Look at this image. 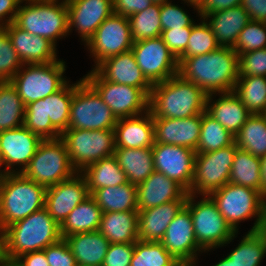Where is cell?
Masks as SVG:
<instances>
[{"label":"cell","instance_id":"obj_1","mask_svg":"<svg viewBox=\"0 0 266 266\" xmlns=\"http://www.w3.org/2000/svg\"><path fill=\"white\" fill-rule=\"evenodd\" d=\"M178 74L207 95L233 92L239 78L238 54L233 48L219 47L207 54L180 57Z\"/></svg>","mask_w":266,"mask_h":266},{"label":"cell","instance_id":"obj_2","mask_svg":"<svg viewBox=\"0 0 266 266\" xmlns=\"http://www.w3.org/2000/svg\"><path fill=\"white\" fill-rule=\"evenodd\" d=\"M207 94L179 74L153 84L149 111L156 118H187L206 111Z\"/></svg>","mask_w":266,"mask_h":266},{"label":"cell","instance_id":"obj_3","mask_svg":"<svg viewBox=\"0 0 266 266\" xmlns=\"http://www.w3.org/2000/svg\"><path fill=\"white\" fill-rule=\"evenodd\" d=\"M5 233L9 261H15L26 253L42 251L62 239L60 224L50 216L45 207L12 223L5 228Z\"/></svg>","mask_w":266,"mask_h":266},{"label":"cell","instance_id":"obj_4","mask_svg":"<svg viewBox=\"0 0 266 266\" xmlns=\"http://www.w3.org/2000/svg\"><path fill=\"white\" fill-rule=\"evenodd\" d=\"M46 190L22 173H5L0 178V226L14 222L45 207Z\"/></svg>","mask_w":266,"mask_h":266},{"label":"cell","instance_id":"obj_5","mask_svg":"<svg viewBox=\"0 0 266 266\" xmlns=\"http://www.w3.org/2000/svg\"><path fill=\"white\" fill-rule=\"evenodd\" d=\"M73 84L69 81L57 92L25 106L23 125L45 139H58L69 127Z\"/></svg>","mask_w":266,"mask_h":266},{"label":"cell","instance_id":"obj_6","mask_svg":"<svg viewBox=\"0 0 266 266\" xmlns=\"http://www.w3.org/2000/svg\"><path fill=\"white\" fill-rule=\"evenodd\" d=\"M58 1L24 0L25 5L20 3L13 23L33 35L47 38L56 46L57 40L69 33L66 0Z\"/></svg>","mask_w":266,"mask_h":266},{"label":"cell","instance_id":"obj_7","mask_svg":"<svg viewBox=\"0 0 266 266\" xmlns=\"http://www.w3.org/2000/svg\"><path fill=\"white\" fill-rule=\"evenodd\" d=\"M216 204L218 211L238 233L239 223L256 217L249 232L258 231L266 198L257 190L227 183L209 195Z\"/></svg>","mask_w":266,"mask_h":266},{"label":"cell","instance_id":"obj_8","mask_svg":"<svg viewBox=\"0 0 266 266\" xmlns=\"http://www.w3.org/2000/svg\"><path fill=\"white\" fill-rule=\"evenodd\" d=\"M195 195L187 196L185 205L189 208L198 246L205 252L230 243L237 232L218 211L210 196L195 202Z\"/></svg>","mask_w":266,"mask_h":266},{"label":"cell","instance_id":"obj_9","mask_svg":"<svg viewBox=\"0 0 266 266\" xmlns=\"http://www.w3.org/2000/svg\"><path fill=\"white\" fill-rule=\"evenodd\" d=\"M77 171L73 168L65 142L61 139H45L38 146L29 165L22 174L44 186L58 184L73 177Z\"/></svg>","mask_w":266,"mask_h":266},{"label":"cell","instance_id":"obj_10","mask_svg":"<svg viewBox=\"0 0 266 266\" xmlns=\"http://www.w3.org/2000/svg\"><path fill=\"white\" fill-rule=\"evenodd\" d=\"M117 120L109 106L84 78L73 84L68 129H114Z\"/></svg>","mask_w":266,"mask_h":266},{"label":"cell","instance_id":"obj_11","mask_svg":"<svg viewBox=\"0 0 266 266\" xmlns=\"http://www.w3.org/2000/svg\"><path fill=\"white\" fill-rule=\"evenodd\" d=\"M65 68L60 59L48 64H23L10 82L26 106L60 90L68 82L63 77Z\"/></svg>","mask_w":266,"mask_h":266},{"label":"cell","instance_id":"obj_12","mask_svg":"<svg viewBox=\"0 0 266 266\" xmlns=\"http://www.w3.org/2000/svg\"><path fill=\"white\" fill-rule=\"evenodd\" d=\"M73 168L82 172L87 166L102 158L114 155L115 131L67 129L61 134Z\"/></svg>","mask_w":266,"mask_h":266},{"label":"cell","instance_id":"obj_13","mask_svg":"<svg viewBox=\"0 0 266 266\" xmlns=\"http://www.w3.org/2000/svg\"><path fill=\"white\" fill-rule=\"evenodd\" d=\"M84 79L98 92L117 119L149 111V95L152 88H137L108 82L94 68Z\"/></svg>","mask_w":266,"mask_h":266},{"label":"cell","instance_id":"obj_14","mask_svg":"<svg viewBox=\"0 0 266 266\" xmlns=\"http://www.w3.org/2000/svg\"><path fill=\"white\" fill-rule=\"evenodd\" d=\"M236 143L213 152L196 153L194 178L189 194L209 196L229 182Z\"/></svg>","mask_w":266,"mask_h":266},{"label":"cell","instance_id":"obj_15","mask_svg":"<svg viewBox=\"0 0 266 266\" xmlns=\"http://www.w3.org/2000/svg\"><path fill=\"white\" fill-rule=\"evenodd\" d=\"M128 17L113 13L85 44L95 58V68L105 59L131 50L133 46Z\"/></svg>","mask_w":266,"mask_h":266},{"label":"cell","instance_id":"obj_16","mask_svg":"<svg viewBox=\"0 0 266 266\" xmlns=\"http://www.w3.org/2000/svg\"><path fill=\"white\" fill-rule=\"evenodd\" d=\"M131 51L141 71L152 84L178 74V60L161 36L134 42Z\"/></svg>","mask_w":266,"mask_h":266},{"label":"cell","instance_id":"obj_17","mask_svg":"<svg viewBox=\"0 0 266 266\" xmlns=\"http://www.w3.org/2000/svg\"><path fill=\"white\" fill-rule=\"evenodd\" d=\"M152 153L155 171L173 179L188 192L194 178L196 152L185 146L154 143Z\"/></svg>","mask_w":266,"mask_h":266},{"label":"cell","instance_id":"obj_18","mask_svg":"<svg viewBox=\"0 0 266 266\" xmlns=\"http://www.w3.org/2000/svg\"><path fill=\"white\" fill-rule=\"evenodd\" d=\"M43 139L34 134L24 125L0 132V159L1 167L5 165V173H22L29 165L30 160ZM21 166L12 170L14 166Z\"/></svg>","mask_w":266,"mask_h":266},{"label":"cell","instance_id":"obj_19","mask_svg":"<svg viewBox=\"0 0 266 266\" xmlns=\"http://www.w3.org/2000/svg\"><path fill=\"white\" fill-rule=\"evenodd\" d=\"M69 32L78 31L86 44L113 11L112 0H66Z\"/></svg>","mask_w":266,"mask_h":266},{"label":"cell","instance_id":"obj_20","mask_svg":"<svg viewBox=\"0 0 266 266\" xmlns=\"http://www.w3.org/2000/svg\"><path fill=\"white\" fill-rule=\"evenodd\" d=\"M160 242L178 261H197V253L203 252V250L198 246L191 213L186 205L180 209L169 223L166 233Z\"/></svg>","mask_w":266,"mask_h":266},{"label":"cell","instance_id":"obj_21","mask_svg":"<svg viewBox=\"0 0 266 266\" xmlns=\"http://www.w3.org/2000/svg\"><path fill=\"white\" fill-rule=\"evenodd\" d=\"M85 177L77 172L46 190L45 208L50 216L61 224L69 213L89 196Z\"/></svg>","mask_w":266,"mask_h":266},{"label":"cell","instance_id":"obj_22","mask_svg":"<svg viewBox=\"0 0 266 266\" xmlns=\"http://www.w3.org/2000/svg\"><path fill=\"white\" fill-rule=\"evenodd\" d=\"M153 118L155 143L185 146L196 152L202 114L187 118Z\"/></svg>","mask_w":266,"mask_h":266},{"label":"cell","instance_id":"obj_23","mask_svg":"<svg viewBox=\"0 0 266 266\" xmlns=\"http://www.w3.org/2000/svg\"><path fill=\"white\" fill-rule=\"evenodd\" d=\"M2 28L23 64H48L58 60L56 46L47 38L22 30L13 22Z\"/></svg>","mask_w":266,"mask_h":266},{"label":"cell","instance_id":"obj_24","mask_svg":"<svg viewBox=\"0 0 266 266\" xmlns=\"http://www.w3.org/2000/svg\"><path fill=\"white\" fill-rule=\"evenodd\" d=\"M187 196L188 192L176 181L154 171L137 185V208L142 211L174 200H186Z\"/></svg>","mask_w":266,"mask_h":266},{"label":"cell","instance_id":"obj_25","mask_svg":"<svg viewBox=\"0 0 266 266\" xmlns=\"http://www.w3.org/2000/svg\"><path fill=\"white\" fill-rule=\"evenodd\" d=\"M106 81L131 85L137 88H152L131 50L111 56L94 68Z\"/></svg>","mask_w":266,"mask_h":266},{"label":"cell","instance_id":"obj_26","mask_svg":"<svg viewBox=\"0 0 266 266\" xmlns=\"http://www.w3.org/2000/svg\"><path fill=\"white\" fill-rule=\"evenodd\" d=\"M114 131L116 148H152L155 143L154 124L150 111L118 119Z\"/></svg>","mask_w":266,"mask_h":266},{"label":"cell","instance_id":"obj_27","mask_svg":"<svg viewBox=\"0 0 266 266\" xmlns=\"http://www.w3.org/2000/svg\"><path fill=\"white\" fill-rule=\"evenodd\" d=\"M186 200H174L157 207L138 211V239L160 242Z\"/></svg>","mask_w":266,"mask_h":266},{"label":"cell","instance_id":"obj_28","mask_svg":"<svg viewBox=\"0 0 266 266\" xmlns=\"http://www.w3.org/2000/svg\"><path fill=\"white\" fill-rule=\"evenodd\" d=\"M214 95L207 96L206 112L235 136L252 114L234 92L221 93L216 101Z\"/></svg>","mask_w":266,"mask_h":266},{"label":"cell","instance_id":"obj_29","mask_svg":"<svg viewBox=\"0 0 266 266\" xmlns=\"http://www.w3.org/2000/svg\"><path fill=\"white\" fill-rule=\"evenodd\" d=\"M204 19L211 27L217 44L220 47L230 48H233L238 35L251 20L241 5L208 14Z\"/></svg>","mask_w":266,"mask_h":266},{"label":"cell","instance_id":"obj_30","mask_svg":"<svg viewBox=\"0 0 266 266\" xmlns=\"http://www.w3.org/2000/svg\"><path fill=\"white\" fill-rule=\"evenodd\" d=\"M64 240L79 266H102L110 244L99 231L76 233Z\"/></svg>","mask_w":266,"mask_h":266},{"label":"cell","instance_id":"obj_31","mask_svg":"<svg viewBox=\"0 0 266 266\" xmlns=\"http://www.w3.org/2000/svg\"><path fill=\"white\" fill-rule=\"evenodd\" d=\"M98 231L110 243H135L138 240V211L102 213Z\"/></svg>","mask_w":266,"mask_h":266},{"label":"cell","instance_id":"obj_32","mask_svg":"<svg viewBox=\"0 0 266 266\" xmlns=\"http://www.w3.org/2000/svg\"><path fill=\"white\" fill-rule=\"evenodd\" d=\"M114 156L128 182L136 186L155 171L152 148H115Z\"/></svg>","mask_w":266,"mask_h":266},{"label":"cell","instance_id":"obj_33","mask_svg":"<svg viewBox=\"0 0 266 266\" xmlns=\"http://www.w3.org/2000/svg\"><path fill=\"white\" fill-rule=\"evenodd\" d=\"M102 213V209L96 204L94 198L89 195L60 224L62 239L76 233L98 231Z\"/></svg>","mask_w":266,"mask_h":266},{"label":"cell","instance_id":"obj_34","mask_svg":"<svg viewBox=\"0 0 266 266\" xmlns=\"http://www.w3.org/2000/svg\"><path fill=\"white\" fill-rule=\"evenodd\" d=\"M90 195L103 213L138 211L137 186L130 182L118 186L100 188L94 190Z\"/></svg>","mask_w":266,"mask_h":266},{"label":"cell","instance_id":"obj_35","mask_svg":"<svg viewBox=\"0 0 266 266\" xmlns=\"http://www.w3.org/2000/svg\"><path fill=\"white\" fill-rule=\"evenodd\" d=\"M80 173L86 179L89 194L100 188L128 182L125 172L114 155L93 162Z\"/></svg>","mask_w":266,"mask_h":266},{"label":"cell","instance_id":"obj_36","mask_svg":"<svg viewBox=\"0 0 266 266\" xmlns=\"http://www.w3.org/2000/svg\"><path fill=\"white\" fill-rule=\"evenodd\" d=\"M238 149L261 158L266 154V115L252 114L235 135Z\"/></svg>","mask_w":266,"mask_h":266},{"label":"cell","instance_id":"obj_37","mask_svg":"<svg viewBox=\"0 0 266 266\" xmlns=\"http://www.w3.org/2000/svg\"><path fill=\"white\" fill-rule=\"evenodd\" d=\"M25 105L10 81H0V132L23 126Z\"/></svg>","mask_w":266,"mask_h":266},{"label":"cell","instance_id":"obj_38","mask_svg":"<svg viewBox=\"0 0 266 266\" xmlns=\"http://www.w3.org/2000/svg\"><path fill=\"white\" fill-rule=\"evenodd\" d=\"M260 159L237 149L231 167L229 183L248 187L261 193Z\"/></svg>","mask_w":266,"mask_h":266},{"label":"cell","instance_id":"obj_39","mask_svg":"<svg viewBox=\"0 0 266 266\" xmlns=\"http://www.w3.org/2000/svg\"><path fill=\"white\" fill-rule=\"evenodd\" d=\"M233 92L251 114L266 113V77H239Z\"/></svg>","mask_w":266,"mask_h":266},{"label":"cell","instance_id":"obj_40","mask_svg":"<svg viewBox=\"0 0 266 266\" xmlns=\"http://www.w3.org/2000/svg\"><path fill=\"white\" fill-rule=\"evenodd\" d=\"M234 142L235 136L226 130L206 111L202 113L200 138L196 148V153L213 152L230 146Z\"/></svg>","mask_w":266,"mask_h":266},{"label":"cell","instance_id":"obj_41","mask_svg":"<svg viewBox=\"0 0 266 266\" xmlns=\"http://www.w3.org/2000/svg\"><path fill=\"white\" fill-rule=\"evenodd\" d=\"M238 246L227 255L236 266H260L266 255V238L259 231L243 236Z\"/></svg>","mask_w":266,"mask_h":266},{"label":"cell","instance_id":"obj_42","mask_svg":"<svg viewBox=\"0 0 266 266\" xmlns=\"http://www.w3.org/2000/svg\"><path fill=\"white\" fill-rule=\"evenodd\" d=\"M160 11L161 4H153L149 8L128 17L131 37L134 42L161 36Z\"/></svg>","mask_w":266,"mask_h":266},{"label":"cell","instance_id":"obj_43","mask_svg":"<svg viewBox=\"0 0 266 266\" xmlns=\"http://www.w3.org/2000/svg\"><path fill=\"white\" fill-rule=\"evenodd\" d=\"M176 261L161 242L138 239L130 266H172Z\"/></svg>","mask_w":266,"mask_h":266},{"label":"cell","instance_id":"obj_44","mask_svg":"<svg viewBox=\"0 0 266 266\" xmlns=\"http://www.w3.org/2000/svg\"><path fill=\"white\" fill-rule=\"evenodd\" d=\"M201 22L192 26L186 50L181 57L207 54L220 47L207 21L202 18Z\"/></svg>","mask_w":266,"mask_h":266},{"label":"cell","instance_id":"obj_45","mask_svg":"<svg viewBox=\"0 0 266 266\" xmlns=\"http://www.w3.org/2000/svg\"><path fill=\"white\" fill-rule=\"evenodd\" d=\"M266 48V23L250 20L238 35L233 50L239 55Z\"/></svg>","mask_w":266,"mask_h":266},{"label":"cell","instance_id":"obj_46","mask_svg":"<svg viewBox=\"0 0 266 266\" xmlns=\"http://www.w3.org/2000/svg\"><path fill=\"white\" fill-rule=\"evenodd\" d=\"M22 66L8 33L0 27V81H10Z\"/></svg>","mask_w":266,"mask_h":266},{"label":"cell","instance_id":"obj_47","mask_svg":"<svg viewBox=\"0 0 266 266\" xmlns=\"http://www.w3.org/2000/svg\"><path fill=\"white\" fill-rule=\"evenodd\" d=\"M239 77H266V48L238 55Z\"/></svg>","mask_w":266,"mask_h":266},{"label":"cell","instance_id":"obj_48","mask_svg":"<svg viewBox=\"0 0 266 266\" xmlns=\"http://www.w3.org/2000/svg\"><path fill=\"white\" fill-rule=\"evenodd\" d=\"M182 7L168 3L161 4L160 23L162 30L192 27L195 23Z\"/></svg>","mask_w":266,"mask_h":266},{"label":"cell","instance_id":"obj_49","mask_svg":"<svg viewBox=\"0 0 266 266\" xmlns=\"http://www.w3.org/2000/svg\"><path fill=\"white\" fill-rule=\"evenodd\" d=\"M191 30L192 27L162 30L161 37L177 60L186 50Z\"/></svg>","mask_w":266,"mask_h":266},{"label":"cell","instance_id":"obj_50","mask_svg":"<svg viewBox=\"0 0 266 266\" xmlns=\"http://www.w3.org/2000/svg\"><path fill=\"white\" fill-rule=\"evenodd\" d=\"M134 243H110L102 266H130Z\"/></svg>","mask_w":266,"mask_h":266},{"label":"cell","instance_id":"obj_51","mask_svg":"<svg viewBox=\"0 0 266 266\" xmlns=\"http://www.w3.org/2000/svg\"><path fill=\"white\" fill-rule=\"evenodd\" d=\"M43 251L49 266H77L75 257L64 239L47 246Z\"/></svg>","mask_w":266,"mask_h":266},{"label":"cell","instance_id":"obj_52","mask_svg":"<svg viewBox=\"0 0 266 266\" xmlns=\"http://www.w3.org/2000/svg\"><path fill=\"white\" fill-rule=\"evenodd\" d=\"M112 2L114 13L124 17H130L154 4L152 0H112Z\"/></svg>","mask_w":266,"mask_h":266},{"label":"cell","instance_id":"obj_53","mask_svg":"<svg viewBox=\"0 0 266 266\" xmlns=\"http://www.w3.org/2000/svg\"><path fill=\"white\" fill-rule=\"evenodd\" d=\"M241 3L242 0H203L198 7V14L202 19L208 14L240 6Z\"/></svg>","mask_w":266,"mask_h":266},{"label":"cell","instance_id":"obj_54","mask_svg":"<svg viewBox=\"0 0 266 266\" xmlns=\"http://www.w3.org/2000/svg\"><path fill=\"white\" fill-rule=\"evenodd\" d=\"M241 6L251 20L266 23V0H242Z\"/></svg>","mask_w":266,"mask_h":266},{"label":"cell","instance_id":"obj_55","mask_svg":"<svg viewBox=\"0 0 266 266\" xmlns=\"http://www.w3.org/2000/svg\"><path fill=\"white\" fill-rule=\"evenodd\" d=\"M23 1L24 0H0V27L14 22L19 5L23 3Z\"/></svg>","mask_w":266,"mask_h":266},{"label":"cell","instance_id":"obj_56","mask_svg":"<svg viewBox=\"0 0 266 266\" xmlns=\"http://www.w3.org/2000/svg\"><path fill=\"white\" fill-rule=\"evenodd\" d=\"M15 262L19 266H49L43 250L26 253L18 257Z\"/></svg>","mask_w":266,"mask_h":266},{"label":"cell","instance_id":"obj_57","mask_svg":"<svg viewBox=\"0 0 266 266\" xmlns=\"http://www.w3.org/2000/svg\"><path fill=\"white\" fill-rule=\"evenodd\" d=\"M8 261L6 254V233L0 226V266Z\"/></svg>","mask_w":266,"mask_h":266},{"label":"cell","instance_id":"obj_58","mask_svg":"<svg viewBox=\"0 0 266 266\" xmlns=\"http://www.w3.org/2000/svg\"><path fill=\"white\" fill-rule=\"evenodd\" d=\"M260 159L261 194L266 198V154Z\"/></svg>","mask_w":266,"mask_h":266},{"label":"cell","instance_id":"obj_59","mask_svg":"<svg viewBox=\"0 0 266 266\" xmlns=\"http://www.w3.org/2000/svg\"><path fill=\"white\" fill-rule=\"evenodd\" d=\"M266 238V200L262 211V220L258 230Z\"/></svg>","mask_w":266,"mask_h":266},{"label":"cell","instance_id":"obj_60","mask_svg":"<svg viewBox=\"0 0 266 266\" xmlns=\"http://www.w3.org/2000/svg\"><path fill=\"white\" fill-rule=\"evenodd\" d=\"M213 266H236V265L232 259H230L228 256H226L222 260L220 259V261Z\"/></svg>","mask_w":266,"mask_h":266},{"label":"cell","instance_id":"obj_61","mask_svg":"<svg viewBox=\"0 0 266 266\" xmlns=\"http://www.w3.org/2000/svg\"><path fill=\"white\" fill-rule=\"evenodd\" d=\"M185 3L187 2L188 4V6H189V4L191 5V6H193L194 7V9H196V11L198 12V7L201 5V3L203 2V0H183Z\"/></svg>","mask_w":266,"mask_h":266},{"label":"cell","instance_id":"obj_62","mask_svg":"<svg viewBox=\"0 0 266 266\" xmlns=\"http://www.w3.org/2000/svg\"><path fill=\"white\" fill-rule=\"evenodd\" d=\"M196 262L193 261H176L172 266H195Z\"/></svg>","mask_w":266,"mask_h":266},{"label":"cell","instance_id":"obj_63","mask_svg":"<svg viewBox=\"0 0 266 266\" xmlns=\"http://www.w3.org/2000/svg\"><path fill=\"white\" fill-rule=\"evenodd\" d=\"M1 266H19L15 261H7L6 263L2 264Z\"/></svg>","mask_w":266,"mask_h":266},{"label":"cell","instance_id":"obj_64","mask_svg":"<svg viewBox=\"0 0 266 266\" xmlns=\"http://www.w3.org/2000/svg\"><path fill=\"white\" fill-rule=\"evenodd\" d=\"M169 1L168 0H152L154 4H164V3H168Z\"/></svg>","mask_w":266,"mask_h":266},{"label":"cell","instance_id":"obj_65","mask_svg":"<svg viewBox=\"0 0 266 266\" xmlns=\"http://www.w3.org/2000/svg\"><path fill=\"white\" fill-rule=\"evenodd\" d=\"M0 167H1V159H0ZM1 169V168H0ZM0 173L1 174H3V171L2 170H0Z\"/></svg>","mask_w":266,"mask_h":266}]
</instances>
